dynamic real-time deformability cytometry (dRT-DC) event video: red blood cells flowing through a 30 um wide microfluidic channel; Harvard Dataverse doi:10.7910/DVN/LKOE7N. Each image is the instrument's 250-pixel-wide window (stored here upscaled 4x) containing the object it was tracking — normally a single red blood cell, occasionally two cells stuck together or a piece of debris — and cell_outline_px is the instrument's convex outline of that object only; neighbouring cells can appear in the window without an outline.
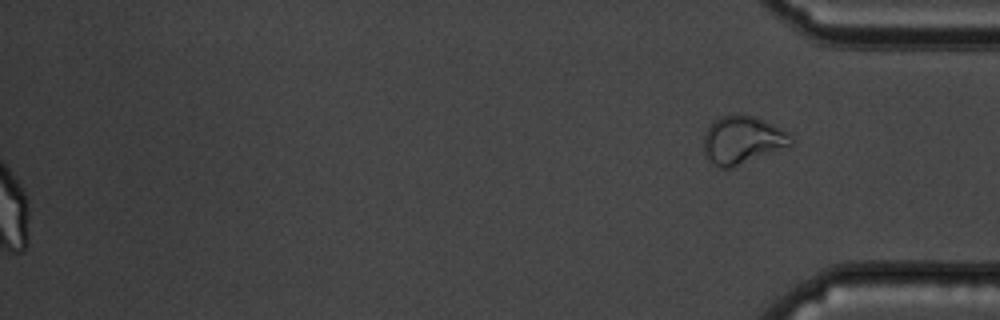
{"species": "common noctule bat (a hibernating species)", "species_latin": "Nyctalus noctula", "temperature_condition": "cold", "stored_images_in_passage": 60, "segment_of_instrument_passage": [2, 2], "camera_frame_rate_fps": 3000, "um_per_image_px": 0.085, "animal": {"sex": "male", "body_mass_g": 19.5, "forearm_length_mm": 54.6}, "frame": {"image": 1, "passage_image": 60, "time_ms": 19.667, "image_size_px": [1000, 320], "cell_outline_px": [[792, 144], [732, 168], [720, 168], [708, 160], [704, 152], [704, 136], [712, 120], [720, 116], [752, 116], [764, 120], [788, 132], [792, 136]], "centroid_in_image_um": [63.07, 11.91], "position_along_channel_um": 372.1, "area_um2": 23.93}}